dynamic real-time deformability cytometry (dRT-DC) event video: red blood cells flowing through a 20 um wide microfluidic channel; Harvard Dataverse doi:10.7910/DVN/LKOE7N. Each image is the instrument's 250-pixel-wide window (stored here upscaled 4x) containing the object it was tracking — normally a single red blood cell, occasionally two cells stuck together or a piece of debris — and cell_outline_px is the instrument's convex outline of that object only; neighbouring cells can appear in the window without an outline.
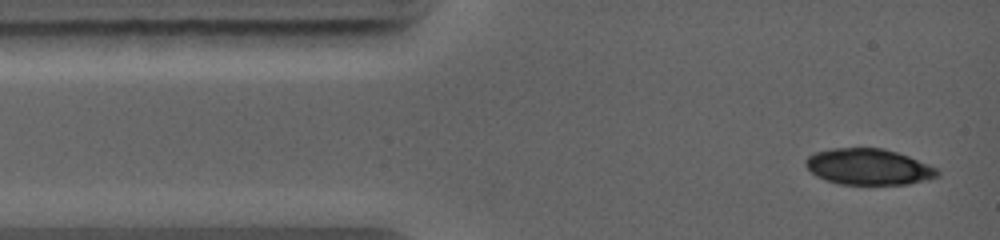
{"species": "common noctule bat (a hibernating species)", "species_latin": "Nyctalus noctula", "temperature_condition": "warm", "stored_images_in_passage": 4, "camera_frame_rate_fps": 5000, "um_per_image_px": 0.085, "animal": {"sex": "female", "body_mass_g": 19.0, "forearm_length_mm": 56.7}, "frame": {"image": 1, "passage_image": 1, "time_ms": 0.0, "image_size_px": [1000, 240], "cell_outline_px": [[940, 176], [928, 180], [908, 184], [840, 184], [824, 180], [816, 176], [804, 164], [804, 160], [808, 156], [816, 152], [832, 148], [880, 148], [896, 152], [908, 156], [928, 164], [936, 168], [940, 172]], "centroid_in_image_um": [73.82, 14.18], "position_along_channel_um": 11.2, "area_um2": 27.74}}